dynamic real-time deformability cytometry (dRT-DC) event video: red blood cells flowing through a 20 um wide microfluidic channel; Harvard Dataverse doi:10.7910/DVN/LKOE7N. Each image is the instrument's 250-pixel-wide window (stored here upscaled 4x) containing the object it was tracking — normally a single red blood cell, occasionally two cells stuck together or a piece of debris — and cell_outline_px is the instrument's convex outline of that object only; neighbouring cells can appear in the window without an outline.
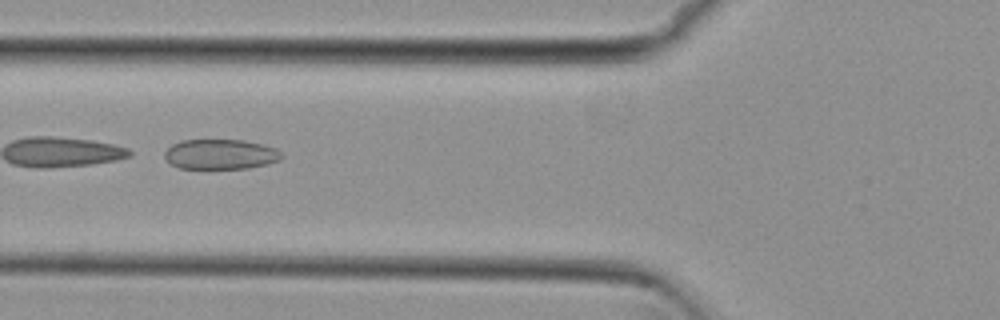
{"species": "common noctule bat (a hibernating species)", "species_latin": "Nyctalus noctula", "temperature_condition": "cold", "stored_images_in_passage": 38, "camera_frame_rate_fps": 3000, "um_per_image_px": 0.085, "animal": {"sex": "female", "body_mass_g": 29.2, "forearm_length_mm": 56.3}, "frame": {"image": 1, "passage_image": 6, "time_ms": 1.667, "image_size_px": [1000, 320], "cell_outline_px": [[284, 156], [280, 160], [268, 164], [248, 168], [180, 168], [172, 164], [164, 156], [164, 152], [172, 144], [180, 140], [244, 140], [276, 148]], "centroid_in_image_um": [18.76, 13.11], "position_along_channel_um": 107.0, "area_um2": 20.4}, "authors_computed_cell_mechanics": {"area_um2": 21.4149, "velocity_mm_per_s": 3.8192, "shape_relaxation_time_tau1_ms": null, "shape_relaxation_time_tau2_ms": 2.6267, "deformation_change_tau1": null, "deformation_change_tau2": 0.0686}}